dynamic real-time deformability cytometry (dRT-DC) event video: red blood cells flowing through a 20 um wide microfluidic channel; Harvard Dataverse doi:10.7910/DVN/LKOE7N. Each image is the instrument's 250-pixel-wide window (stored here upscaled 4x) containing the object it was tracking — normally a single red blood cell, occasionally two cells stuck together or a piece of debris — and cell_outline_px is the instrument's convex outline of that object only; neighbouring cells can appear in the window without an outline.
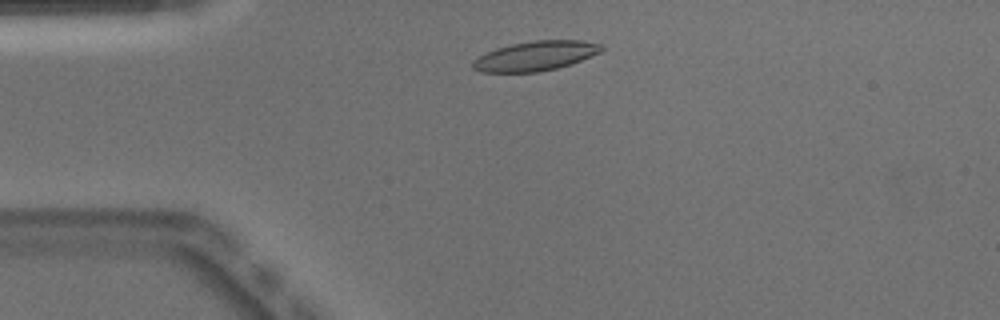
{"species": "Egyptian fruit bat (a non-hibernating species)", "species_latin": "Rousettus aegyptiacus", "temperature_condition": "warm", "stored_images_in_passage": 40, "camera_frame_rate_fps": 3000, "um_per_image_px": 0.085, "animal": {"sex": "male"}, "frame": {"image": 1, "passage_image": 1, "time_ms": 0.0, "image_size_px": [1000, 320], "cell_outline_px": [[604, 48], [600, 52], [580, 60], [556, 68], [540, 72], [480, 72], [472, 68], [472, 60], [496, 48], [512, 44], [536, 40], [584, 40], [600, 44]], "centroid_in_image_um": [45.49, 4.75], "position_along_channel_um": 39.5, "area_um2": 21.96}}
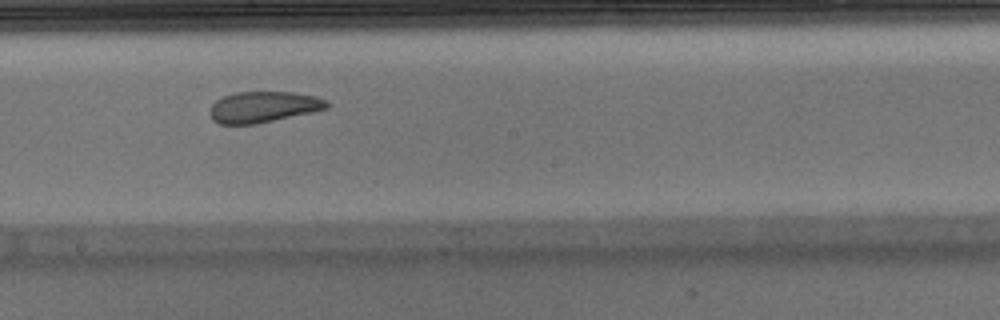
{"frame": {"image": 2, "passage_image": 17, "time_ms": 5.333, "image_size_px": [1000, 320], "cell_outline_px": [[328, 108], [312, 112], [256, 124], [220, 124], [212, 120], [208, 112], [212, 104], [220, 96], [236, 92], [292, 92], [316, 96], [328, 100]], "centroid_in_image_um": [22.35, 9.09], "position_along_channel_um": 225.8, "area_um2": 21.33}}
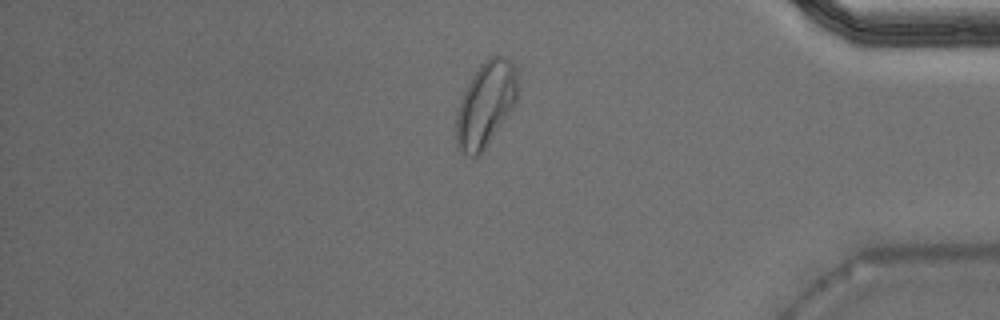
{"frame": {"image": 3, "passage_image": 32, "time_ms": 10.333, "image_size_px": [1000, 320], "cell_outline_px": [[516, 100], [512, 108], [480, 156], [468, 156], [456, 144], [456, 112], [460, 100], [468, 84], [480, 64], [484, 60], [492, 56], [504, 56], [512, 60], [516, 64]], "centroid_in_image_um": [41.27, 8.85], "position_along_channel_um": 393.9, "area_um2": 30.11}, "authors_computed_cell_mechanics": {"area_um2": 22.7154, "velocity_mm_per_s": 3.9496, "shape_relaxation_time_tau1_ms": null, "shape_relaxation_time_tau2_ms": 1.9476, "deformation_change_tau1": null, "deformation_change_tau2": 0.0812}}